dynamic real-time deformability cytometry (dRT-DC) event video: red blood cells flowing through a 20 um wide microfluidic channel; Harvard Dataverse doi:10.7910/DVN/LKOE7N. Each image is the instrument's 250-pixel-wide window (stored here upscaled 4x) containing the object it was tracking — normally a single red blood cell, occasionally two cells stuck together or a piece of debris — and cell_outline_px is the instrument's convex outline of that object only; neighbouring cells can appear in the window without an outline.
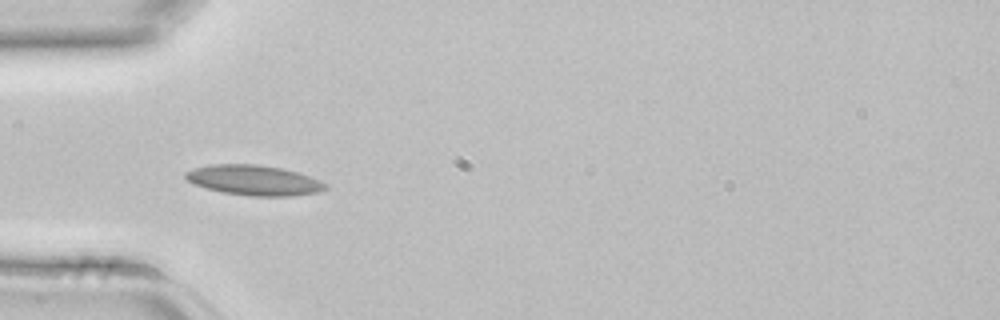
{"species": "common noctule bat (a hibernating species)", "species_latin": "Nyctalus noctula", "temperature_condition": "room temperature", "stored_images_in_passage": 4, "camera_frame_rate_fps": 3000, "um_per_image_px": 0.085, "animal": {"sex": "female", "body_mass_g": 22.7, "forearm_length_mm": 54.2}, "frame": {"image": 1, "passage_image": 4, "time_ms": 1.0, "image_size_px": [1000, 320], "cell_outline_px": [[328, 188], [316, 192], [292, 196], [248, 196], [224, 192], [192, 184], [184, 176], [184, 172], [192, 168], [212, 164], [256, 164], [284, 168], [320, 180], [328, 184]], "centroid_in_image_um": [21.57, 15.31], "position_along_channel_um": 63.4, "area_um2": 24.62}}